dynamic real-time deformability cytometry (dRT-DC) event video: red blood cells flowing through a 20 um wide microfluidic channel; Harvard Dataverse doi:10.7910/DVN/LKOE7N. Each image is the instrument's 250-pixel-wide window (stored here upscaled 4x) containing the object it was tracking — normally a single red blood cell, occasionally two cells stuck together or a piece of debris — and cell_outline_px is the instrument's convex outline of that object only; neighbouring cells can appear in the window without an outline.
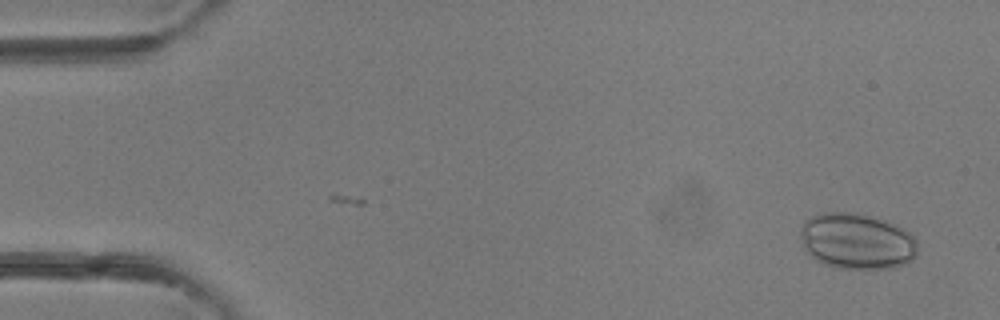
{"species": "common noctule bat (a hibernating species)", "species_latin": "Nyctalus noctula", "temperature_condition": "room temperature", "stored_images_in_passage": 2, "camera_frame_rate_fps": 3000, "um_per_image_px": 0.085, "animal": {"sex": "female"}, "frame": {"image": 1, "passage_image": 2, "time_ms": 1.0, "image_size_px": [1000, 320], "cell_outline_px": [[916, 256], [912, 260], [896, 268], [836, 268], [824, 264], [816, 260], [804, 248], [800, 236], [800, 228], [804, 220], [812, 216], [824, 212], [856, 212], [872, 216], [896, 224], [908, 232], [916, 240]], "centroid_in_image_um": [72.81, 20.49], "position_along_channel_um": 12.2, "area_um2": 38.44}}